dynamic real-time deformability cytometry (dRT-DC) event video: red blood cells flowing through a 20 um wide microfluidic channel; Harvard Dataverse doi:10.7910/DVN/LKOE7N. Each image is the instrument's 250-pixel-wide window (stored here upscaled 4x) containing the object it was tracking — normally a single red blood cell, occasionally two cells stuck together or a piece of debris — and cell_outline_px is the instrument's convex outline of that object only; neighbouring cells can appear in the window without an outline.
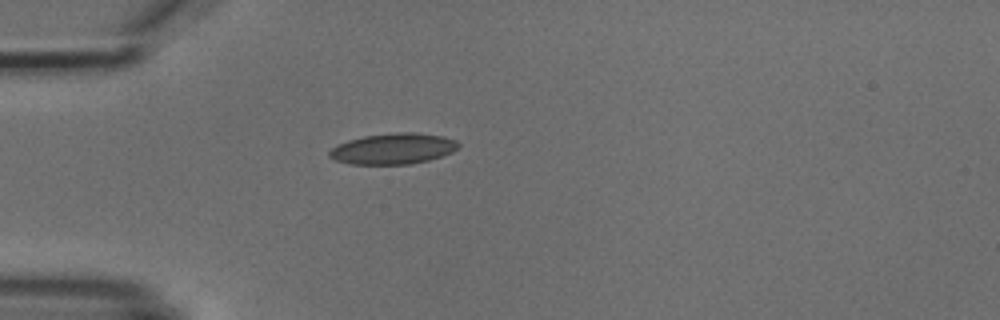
{"species": "common noctule bat (a hibernating species)", "species_latin": "Nyctalus noctula", "temperature_condition": "cold", "stored_images_in_passage": 2, "camera_frame_rate_fps": 3000, "um_per_image_px": 0.085, "animal": {"sex": "male", "body_mass_g": 18.8}, "frame": {"image": 1, "passage_image": 1, "time_ms": 0.0, "image_size_px": [1000, 320], "cell_outline_px": [[460, 144], [452, 152], [428, 160], [412, 164], [352, 164], [336, 160], [328, 156], [328, 152], [336, 144], [348, 140], [364, 136], [396, 132], [416, 132], [444, 136], [456, 140]], "centroid_in_image_um": [33.41, 12.63], "position_along_channel_um": 51.6, "area_um2": 23.24}}